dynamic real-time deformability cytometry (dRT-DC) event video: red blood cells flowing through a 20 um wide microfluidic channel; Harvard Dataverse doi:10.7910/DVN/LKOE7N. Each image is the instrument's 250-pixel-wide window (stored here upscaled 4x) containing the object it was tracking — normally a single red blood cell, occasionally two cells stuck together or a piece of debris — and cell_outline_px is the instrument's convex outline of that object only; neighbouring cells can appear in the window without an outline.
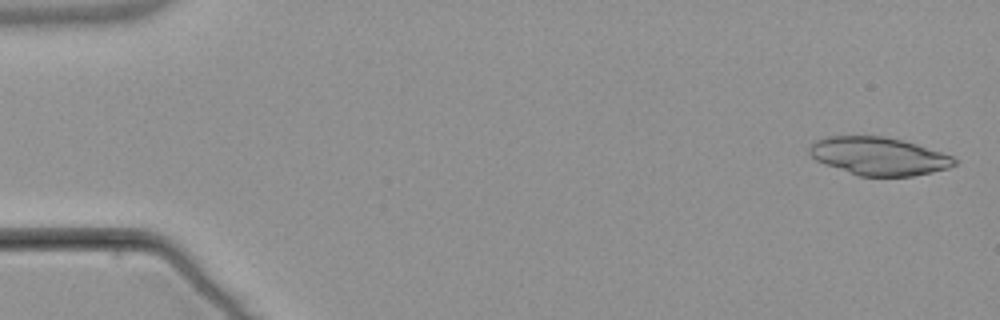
{"species": "common noctule bat (a hibernating species)", "species_latin": "Nyctalus noctula", "temperature_condition": "warm", "stored_images_in_passage": 18, "camera_frame_rate_fps": 3000, "um_per_image_px": 0.085, "animal": {"sex": "male", "body_mass_g": 21.5, "forearm_length_mm": 52.0}, "frame": {"image": 1, "passage_image": 2, "time_ms": 0.333, "image_size_px": [1000, 320], "cell_outline_px": [[956, 164], [948, 168], [932, 172], [912, 176], [860, 176], [824, 164], [816, 160], [808, 152], [808, 148], [812, 140], [828, 136], [884, 136], [916, 144], [952, 156], [956, 160]], "centroid_in_image_um": [74.64, 13.27], "position_along_channel_um": 10.4, "area_um2": 32.02}}